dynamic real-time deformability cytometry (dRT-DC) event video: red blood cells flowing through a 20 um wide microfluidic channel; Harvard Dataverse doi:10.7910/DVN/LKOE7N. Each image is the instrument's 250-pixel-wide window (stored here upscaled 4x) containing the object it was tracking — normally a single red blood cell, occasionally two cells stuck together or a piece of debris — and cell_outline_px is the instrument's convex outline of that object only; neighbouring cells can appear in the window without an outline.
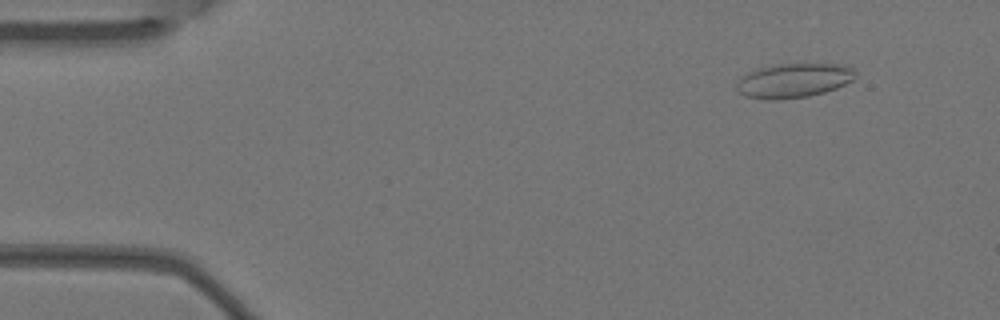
{"species": "Egyptian fruit bat (a non-hibernating species)", "species_latin": "Rousettus aegyptiacus", "temperature_condition": "warm", "stored_images_in_passage": 4, "camera_frame_rate_fps": 3000, "um_per_image_px": 0.085, "animal": {"sex": "female"}, "frame": {"image": 1, "passage_image": 1, "time_ms": 0.0, "image_size_px": [1000, 320], "cell_outline_px": [[856, 76], [852, 80], [836, 88], [824, 92], [808, 96], [780, 100], [768, 100], [744, 96], [736, 88], [736, 84], [748, 72], [756, 68], [780, 64], [844, 64], [852, 68]], "centroid_in_image_um": [67.45, 6.85], "position_along_channel_um": 17.5, "area_um2": 23.7}}
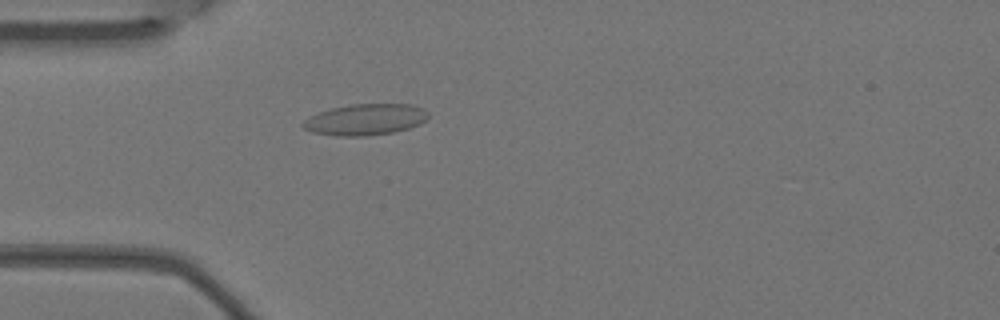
{"frame": {"image": 2, "passage_image": 4, "time_ms": 1.0, "image_size_px": [1000, 320], "cell_outline_px": [[428, 116], [420, 124], [408, 128], [392, 132], [364, 136], [336, 136], [312, 132], [304, 128], [300, 124], [304, 120], [320, 112], [332, 108], [352, 104], [408, 104], [424, 108], [428, 112]], "centroid_in_image_um": [31.05, 10.16], "position_along_channel_um": 53.9, "area_um2": 22.6}}